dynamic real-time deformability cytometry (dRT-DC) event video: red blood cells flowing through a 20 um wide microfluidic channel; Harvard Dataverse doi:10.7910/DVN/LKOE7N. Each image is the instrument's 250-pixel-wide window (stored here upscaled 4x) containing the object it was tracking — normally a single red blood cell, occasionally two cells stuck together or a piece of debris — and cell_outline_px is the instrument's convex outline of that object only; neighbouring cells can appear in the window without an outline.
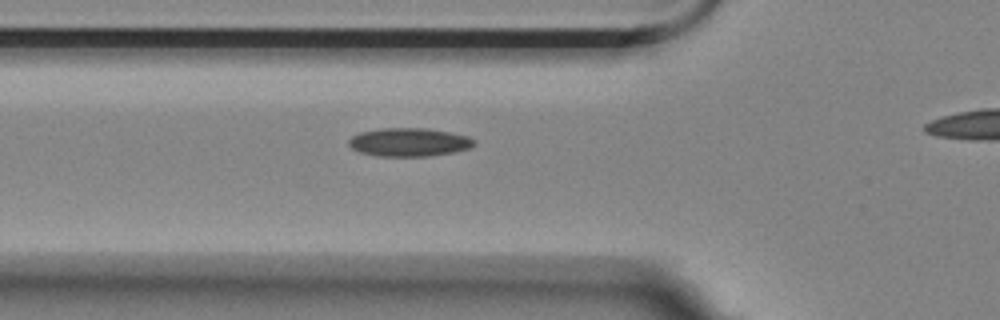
{"species": "Egyptian fruit bat (a non-hibernating species)", "species_latin": "Rousettus aegyptiacus", "temperature_condition": "room temperature", "stored_images_in_passage": 5, "camera_frame_rate_fps": 3000, "um_per_image_px": 0.085, "animal": {"sex": "female"}, "frame": {"image": 1, "passage_image": 5, "time_ms": 1.333, "image_size_px": [1000, 320], "cell_outline_px": [[476, 144], [468, 148], [452, 152], [428, 156], [376, 156], [360, 152], [352, 148], [348, 144], [348, 140], [352, 136], [360, 132], [380, 128], [428, 128], [468, 136], [476, 140]], "centroid_in_image_um": [34.75, 12.08], "position_along_channel_um": 91.0, "area_um2": 20.75}}